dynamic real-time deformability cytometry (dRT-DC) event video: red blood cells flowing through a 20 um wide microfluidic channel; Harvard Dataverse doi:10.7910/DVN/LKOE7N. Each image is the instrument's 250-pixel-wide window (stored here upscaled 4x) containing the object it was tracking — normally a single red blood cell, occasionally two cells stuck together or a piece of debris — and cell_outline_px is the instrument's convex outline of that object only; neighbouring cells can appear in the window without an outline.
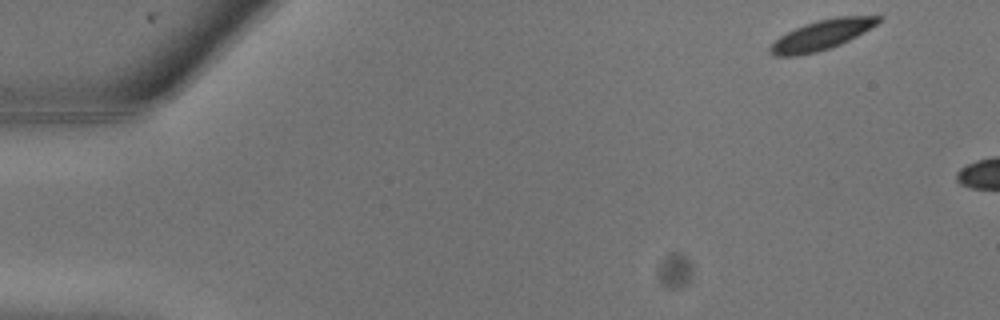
{"species": "common noctule bat (a hibernating species)", "species_latin": "Nyctalus noctula", "temperature_condition": "warm", "stored_images_in_passage": 5, "camera_frame_rate_fps": 3000, "um_per_image_px": 0.085, "animal": {"sex": "male", "body_mass_g": 13.3}, "frame": {"image": 1, "passage_image": 1, "time_ms": 0.0, "image_size_px": [1000, 320], "cell_outline_px": [[880, 20], [876, 24], [864, 32], [840, 44], [816, 52], [796, 56], [772, 56], [768, 52], [768, 48], [780, 36], [804, 24], [836, 16], [880, 16]], "centroid_in_image_um": [69.79, 2.98], "position_along_channel_um": 15.2, "area_um2": 18.5}}